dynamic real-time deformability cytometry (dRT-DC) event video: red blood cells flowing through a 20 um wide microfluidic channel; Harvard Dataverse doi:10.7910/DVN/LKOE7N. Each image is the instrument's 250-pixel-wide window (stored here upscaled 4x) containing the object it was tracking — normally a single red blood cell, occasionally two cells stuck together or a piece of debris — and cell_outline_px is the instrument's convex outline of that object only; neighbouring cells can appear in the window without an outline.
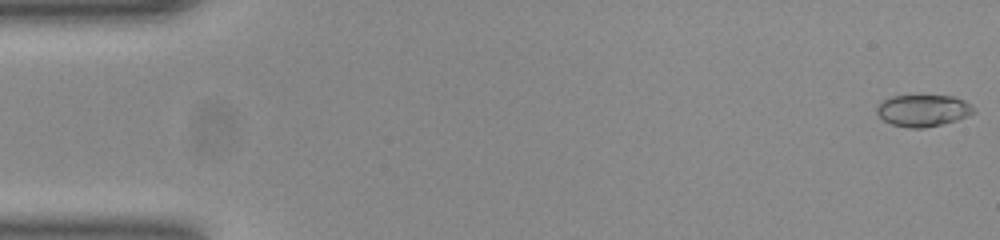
{"species": "common noctule bat (a hibernating species)", "species_latin": "Nyctalus noctula", "temperature_condition": "room temperature", "stored_images_in_passage": 52, "camera_frame_rate_fps": 3000, "um_per_image_px": 0.085, "animal": {"sex": "female", "body_mass_g": 23.0, "forearm_length_mm": 53.4}, "frame": {"image": 1, "passage_image": 1, "time_ms": 0.0, "image_size_px": [1000, 240], "cell_outline_px": [[972, 112], [956, 120], [924, 128], [912, 128], [892, 124], [884, 120], [876, 112], [876, 108], [884, 100], [892, 96], [952, 96], [964, 100], [972, 108]], "centroid_in_image_um": [78.4, 9.39], "position_along_channel_um": 6.6, "area_um2": 17.34}}
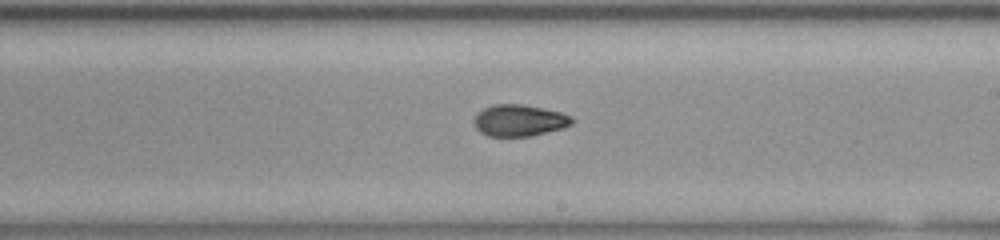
{"frame": {"image": 2, "passage_image": 30, "time_ms": 9.667, "image_size_px": [1000, 240], "cell_outline_px": [[572, 124], [564, 128], [528, 136], [488, 136], [480, 132], [476, 128], [476, 116], [484, 108], [496, 104], [520, 104], [560, 112], [572, 116]], "centroid_in_image_um": [44.16, 10.24], "position_along_channel_um": 244.8, "area_um2": 17.63}}
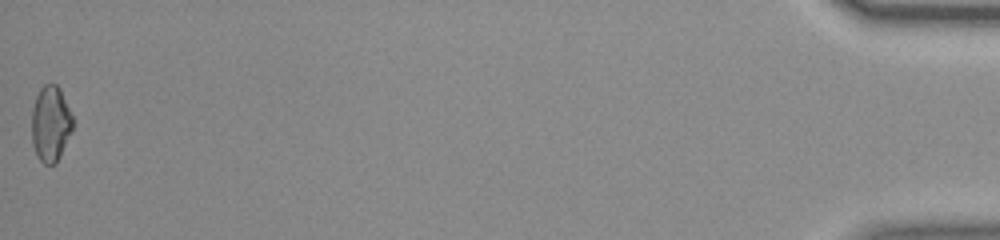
{"frame": {"image": 3, "passage_image": 52, "time_ms": 17.0, "image_size_px": [1000, 240], "cell_outline_px": [[72, 132], [56, 164], [44, 164], [36, 156], [32, 144], [32, 108], [36, 96], [40, 88], [44, 84], [56, 84], [60, 88], [72, 116]], "centroid_in_image_um": [4.29, 10.53], "position_along_channel_um": 430.9, "area_um2": 18.21}, "authors_computed_cell_mechanics": {"area_um2": 17.918, "velocity_mm_per_s": 3.9461, "shape_relaxation_time_tau1_ms": 6.4053, "shape_relaxation_time_tau2_ms": 4.1145, "deformation_change_tau1": 0.171, "deformation_change_tau2": 0.0897}}